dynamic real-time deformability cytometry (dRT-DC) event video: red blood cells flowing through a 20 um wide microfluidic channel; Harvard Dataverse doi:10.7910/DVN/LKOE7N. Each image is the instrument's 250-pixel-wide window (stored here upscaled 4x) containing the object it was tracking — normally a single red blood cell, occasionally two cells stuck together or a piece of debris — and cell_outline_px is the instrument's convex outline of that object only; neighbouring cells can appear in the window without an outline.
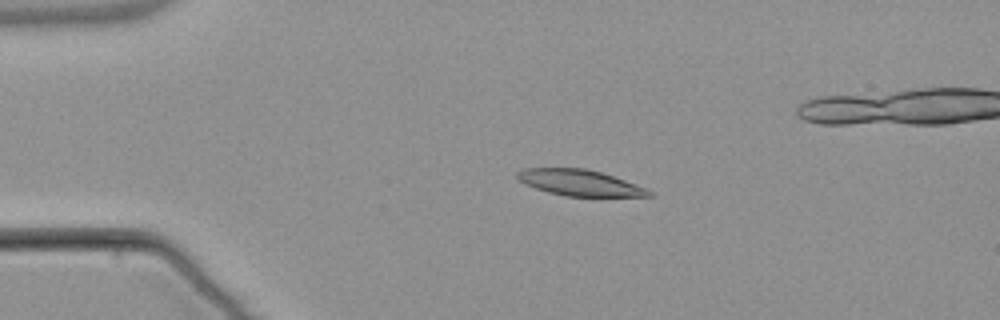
{"species": "common noctule bat (a hibernating species)", "species_latin": "Nyctalus noctula", "temperature_condition": "warm", "stored_images_in_passage": 46, "camera_frame_rate_fps": 3000, "um_per_image_px": 0.085, "animal": {"sex": "male", "body_mass_g": 21.5, "forearm_length_mm": 52.0}, "frame": {"image": 1, "passage_image": 3, "time_ms": 0.667, "image_size_px": [1000, 320], "cell_outline_px": [[652, 196], [564, 196], [548, 192], [524, 184], [516, 176], [516, 172], [524, 168], [584, 168], [600, 172], [648, 188], [652, 192]], "centroid_in_image_um": [49.26, 15.53], "position_along_channel_um": 35.7, "area_um2": 19.83}}
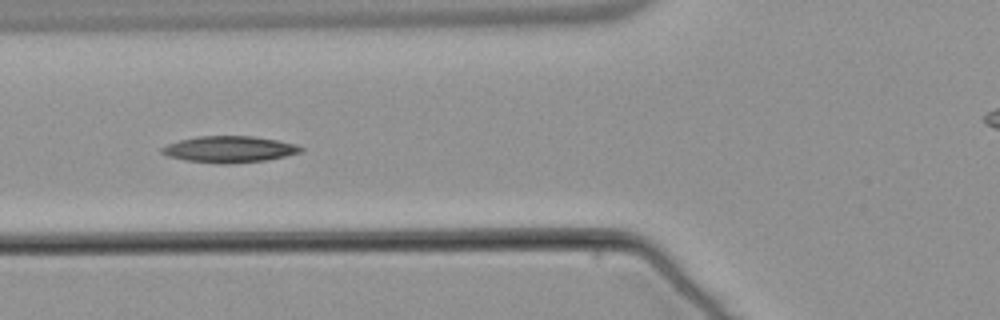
{"frame": {"image": 2, "passage_image": 12, "time_ms": 3.667, "image_size_px": [1000, 320], "cell_outline_px": [[304, 148], [300, 152], [284, 156], [264, 160], [228, 164], [220, 164], [184, 160], [168, 156], [160, 152], [160, 148], [168, 144], [180, 140], [196, 136], [252, 136], [276, 140], [296, 144]], "centroid_in_image_um": [19.45, 12.69], "position_along_channel_um": 106.3, "area_um2": 21.27}}
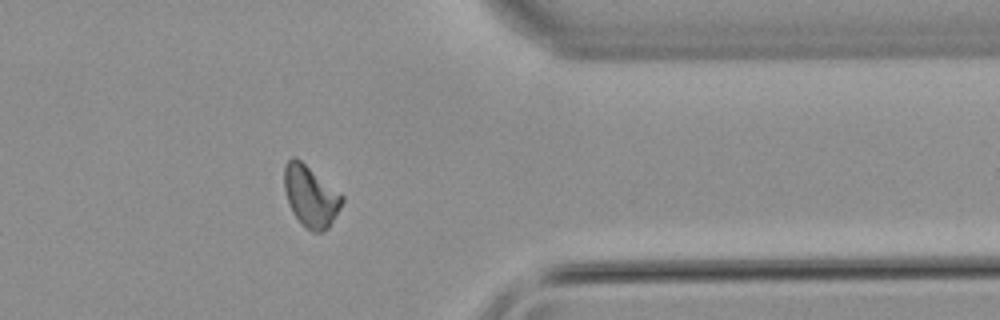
{"frame": {"image": 3, "passage_image": 35, "time_ms": 11.333, "image_size_px": [1000, 320], "cell_outline_px": [[344, 200], [340, 208], [328, 228], [324, 232], [312, 232], [300, 224], [292, 212], [288, 204], [284, 188], [284, 164], [292, 156], [296, 156], [344, 196]], "centroid_in_image_um": [26.38, 16.68], "position_along_channel_um": 385.0, "area_um2": 20.81}}